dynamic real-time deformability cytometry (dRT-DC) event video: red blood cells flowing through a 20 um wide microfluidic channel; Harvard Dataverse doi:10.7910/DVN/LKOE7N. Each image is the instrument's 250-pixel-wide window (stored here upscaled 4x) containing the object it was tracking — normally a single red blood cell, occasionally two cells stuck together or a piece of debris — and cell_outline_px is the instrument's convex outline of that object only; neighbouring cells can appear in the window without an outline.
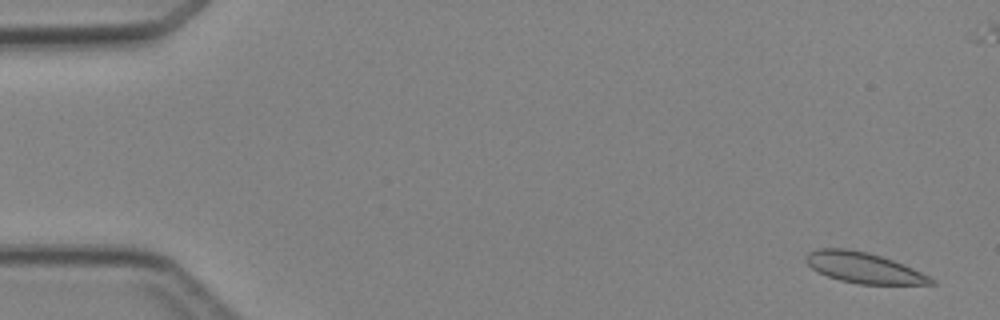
{"species": "Egyptian fruit bat (a non-hibernating species)", "species_latin": "Rousettus aegyptiacus", "temperature_condition": "cold", "stored_images_in_passage": 7, "camera_frame_rate_fps": 3000, "um_per_image_px": 0.085, "animal": {"sex": "female"}, "frame": {"image": 1, "passage_image": 1, "time_ms": 0.0, "image_size_px": [1000, 320], "cell_outline_px": [[940, 284], [860, 284], [840, 280], [828, 276], [812, 268], [804, 260], [804, 256], [808, 252], [820, 248], [848, 248], [868, 252], [904, 264], [936, 280]], "centroid_in_image_um": [73.41, 22.75], "position_along_channel_um": 11.6, "area_um2": 22.25}}